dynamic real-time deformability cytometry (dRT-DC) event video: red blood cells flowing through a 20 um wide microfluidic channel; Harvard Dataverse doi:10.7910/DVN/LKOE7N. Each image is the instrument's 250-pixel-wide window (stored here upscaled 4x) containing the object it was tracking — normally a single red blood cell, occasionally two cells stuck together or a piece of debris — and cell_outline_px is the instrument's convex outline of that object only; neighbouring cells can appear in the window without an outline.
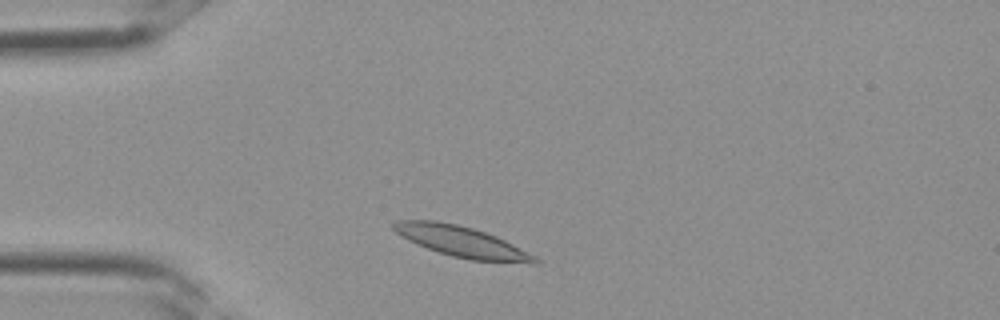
{"species": "Egyptian fruit bat (a non-hibernating species)", "species_latin": "Rousettus aegyptiacus", "temperature_condition": "room temperature", "stored_images_in_passage": 1, "camera_frame_rate_fps": 3000, "um_per_image_px": 0.085, "frame": {"image": 1, "passage_image": 1, "time_ms": 0.0, "image_size_px": [1000, 320], "cell_outline_px": [[540, 264], [532, 264], [472, 260], [452, 256], [416, 244], [400, 236], [392, 228], [392, 224], [396, 220], [436, 220], [456, 224], [472, 228], [496, 236], [536, 256], [540, 260]], "centroid_in_image_um": [39.26, 20.55], "position_along_channel_um": 45.7, "area_um2": 25.32}}